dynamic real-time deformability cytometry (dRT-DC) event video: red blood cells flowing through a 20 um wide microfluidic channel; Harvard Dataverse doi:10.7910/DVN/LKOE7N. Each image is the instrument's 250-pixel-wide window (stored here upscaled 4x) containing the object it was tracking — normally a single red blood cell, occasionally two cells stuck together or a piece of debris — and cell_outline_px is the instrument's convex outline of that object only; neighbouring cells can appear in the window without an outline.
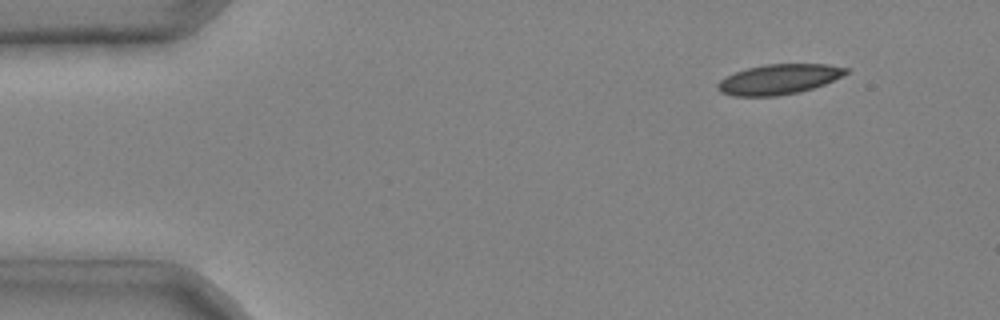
{"species": "common noctule bat (a hibernating species)", "species_latin": "Nyctalus noctula", "temperature_condition": "cold", "stored_images_in_passage": 4, "camera_frame_rate_fps": 3000, "um_per_image_px": 0.085, "animal": {"sex": "male", "body_mass_g": 20.4}, "frame": {"image": 1, "passage_image": 2, "time_ms": 0.333, "image_size_px": [1000, 320], "cell_outline_px": [[848, 72], [824, 84], [800, 92], [776, 96], [732, 96], [720, 92], [716, 88], [716, 84], [720, 80], [736, 72], [748, 68], [764, 64], [828, 64], [848, 68]], "centroid_in_image_um": [66.17, 6.74], "position_along_channel_um": 18.8, "area_um2": 22.37}}